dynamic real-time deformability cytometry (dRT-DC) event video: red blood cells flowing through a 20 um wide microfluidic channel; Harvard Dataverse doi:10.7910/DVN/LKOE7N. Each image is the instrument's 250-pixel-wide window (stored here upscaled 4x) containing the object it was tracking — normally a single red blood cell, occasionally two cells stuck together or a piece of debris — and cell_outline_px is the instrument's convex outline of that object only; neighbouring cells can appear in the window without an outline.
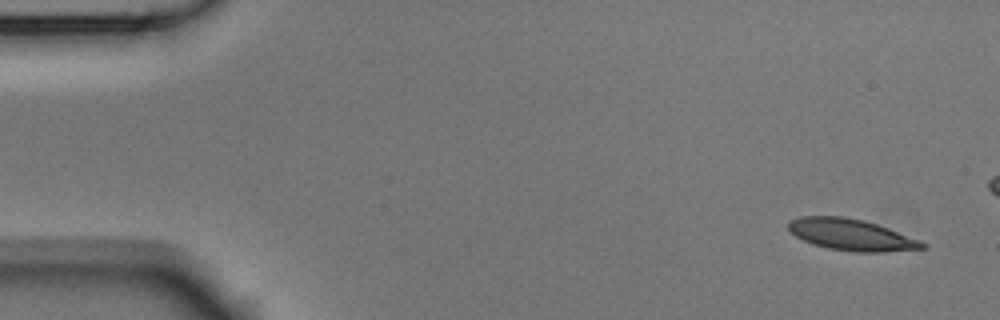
{"species": "Egyptian fruit bat (a non-hibernating species)", "species_latin": "Rousettus aegyptiacus", "temperature_condition": "room temperature", "stored_images_in_passage": 4, "camera_frame_rate_fps": 3000, "um_per_image_px": 0.085, "animal": {"sex": "male"}, "frame": {"image": 1, "passage_image": 1, "time_ms": 0.0, "image_size_px": [1000, 320], "cell_outline_px": [[928, 248], [884, 252], [852, 252], [828, 248], [812, 244], [796, 236], [788, 228], [788, 220], [800, 216], [844, 216], [864, 220], [888, 228], [920, 240], [928, 244]], "centroid_in_image_um": [72.37, 19.95], "position_along_channel_um": 12.6, "area_um2": 24.68}}